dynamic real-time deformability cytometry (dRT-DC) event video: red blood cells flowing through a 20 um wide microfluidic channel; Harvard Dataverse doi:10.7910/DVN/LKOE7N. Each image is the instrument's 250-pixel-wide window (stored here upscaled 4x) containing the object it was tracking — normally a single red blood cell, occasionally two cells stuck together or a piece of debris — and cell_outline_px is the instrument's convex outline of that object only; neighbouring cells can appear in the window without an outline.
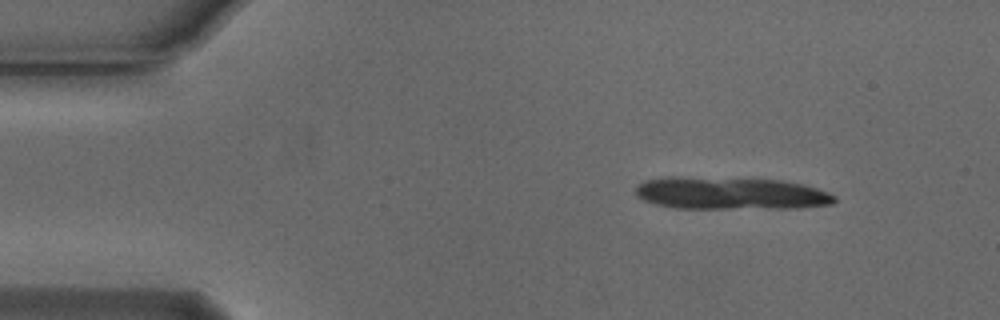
{"species": "Egyptian fruit bat (a non-hibernating species)", "species_latin": "Rousettus aegyptiacus", "temperature_condition": "cold", "stored_images_in_passage": 8, "camera_frame_rate_fps": 3000, "um_per_image_px": 0.085, "animal": {"sex": "male"}, "frame": {"image": 1, "passage_image": 1, "time_ms": 0.0, "image_size_px": [1000, 320], "cell_outline_px": [[836, 200], [832, 204], [796, 208], [676, 208], [656, 204], [644, 200], [636, 196], [636, 188], [644, 180], [668, 176], [680, 176], [784, 180], [816, 188], [828, 192], [836, 196]], "centroid_in_image_um": [62.08, 16.42], "position_along_channel_um": 22.9, "area_um2": 37.74}}